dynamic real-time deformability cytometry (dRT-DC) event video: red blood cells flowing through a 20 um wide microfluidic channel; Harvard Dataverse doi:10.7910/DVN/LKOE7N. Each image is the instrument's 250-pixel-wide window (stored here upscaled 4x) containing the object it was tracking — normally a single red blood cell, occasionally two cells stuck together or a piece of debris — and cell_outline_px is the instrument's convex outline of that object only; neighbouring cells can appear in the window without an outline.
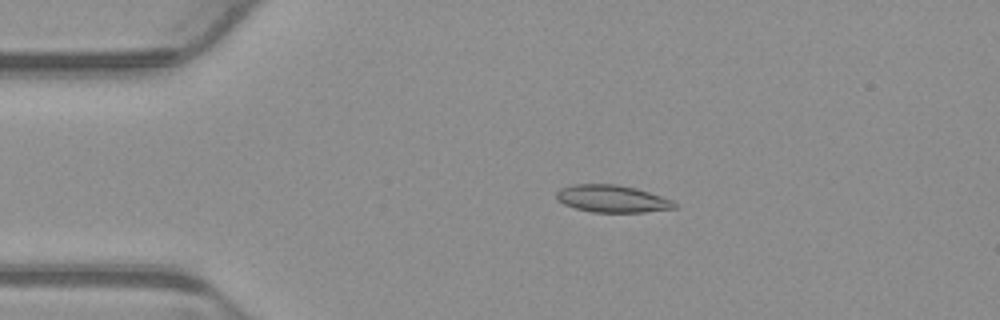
{"species": "common noctule bat (a hibernating species)", "species_latin": "Nyctalus noctula", "temperature_condition": "warm", "stored_images_in_passage": 4, "camera_frame_rate_fps": 3000, "um_per_image_px": 0.085, "animal": {"sex": "male", "body_mass_g": 23.1, "forearm_length_mm": 52.7}, "frame": {"image": 1, "passage_image": 3, "time_ms": 0.667, "image_size_px": [1000, 320], "cell_outline_px": [[676, 208], [644, 212], [592, 212], [576, 208], [564, 204], [556, 200], [556, 192], [560, 188], [572, 184], [616, 184], [636, 188], [672, 200], [676, 204]], "centroid_in_image_um": [51.99, 16.89], "position_along_channel_um": 33.0, "area_um2": 18.73}}